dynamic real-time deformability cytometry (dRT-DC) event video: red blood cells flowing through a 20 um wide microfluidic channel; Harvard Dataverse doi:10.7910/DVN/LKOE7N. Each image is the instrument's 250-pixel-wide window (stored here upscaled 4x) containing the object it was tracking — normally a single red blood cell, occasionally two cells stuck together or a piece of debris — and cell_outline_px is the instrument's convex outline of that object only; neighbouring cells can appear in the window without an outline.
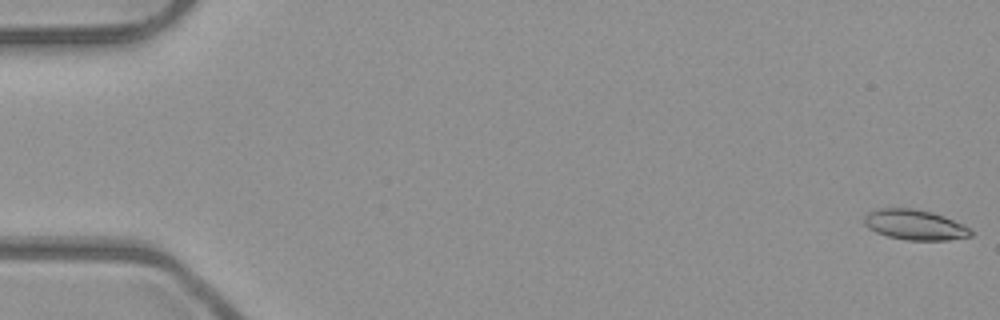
{"species": "common noctule bat (a hibernating species)", "species_latin": "Nyctalus noctula", "temperature_condition": "room temperature", "stored_images_in_passage": 53, "camera_frame_rate_fps": 3000, "um_per_image_px": 0.085, "animal": {"sex": "male", "body_mass_g": 23.1, "forearm_length_mm": 52.7}, "frame": {"image": 1, "passage_image": 1, "time_ms": 0.0, "image_size_px": [1000, 320], "cell_outline_px": [[972, 236], [948, 240], [908, 240], [888, 236], [876, 232], [868, 228], [864, 224], [864, 216], [868, 212], [876, 208], [912, 208], [932, 212], [944, 216], [964, 224], [972, 228]], "centroid_in_image_um": [77.77, 19.1], "position_along_channel_um": 7.2, "area_um2": 18.96}}
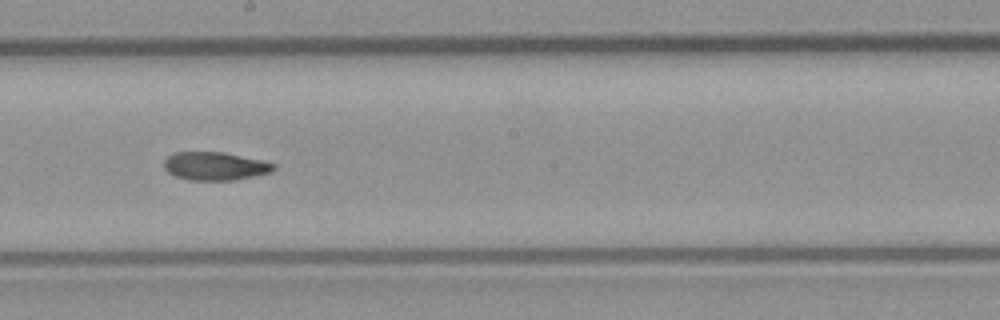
{"frame": {"image": 2, "passage_image": 30, "time_ms": 9.667, "image_size_px": [1000, 320], "cell_outline_px": [[276, 168], [272, 172], [256, 176], [236, 180], [188, 180], [176, 176], [168, 172], [164, 168], [164, 160], [172, 152], [224, 152], [264, 160], [276, 164]], "centroid_in_image_um": [18.32, 14.12], "position_along_channel_um": 229.9, "area_um2": 18.32}}
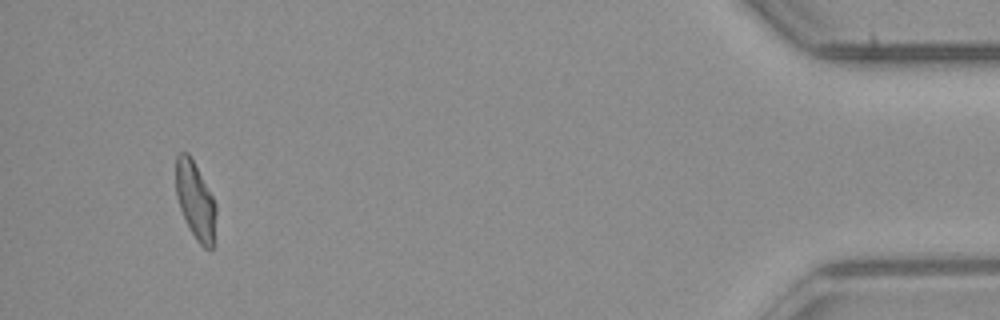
{"frame": {"image": 3, "passage_image": 50, "time_ms": 16.333, "image_size_px": [1000, 320], "cell_outline_px": [[216, 244], [212, 248], [204, 248], [196, 240], [188, 228], [180, 208], [176, 196], [176, 156], [180, 152], [188, 152], [212, 196], [216, 204]], "centroid_in_image_um": [16.63, 17.13], "position_along_channel_um": 418.6, "area_um2": 18.32}, "authors_computed_cell_mechanics": {"area_um2": 18.6694, "velocity_mm_per_s": 3.9698, "shape_relaxation_time_tau1_ms": null, "shape_relaxation_time_tau2_ms": 3.5384, "deformation_change_tau1": null, "deformation_change_tau2": 0.1035}}